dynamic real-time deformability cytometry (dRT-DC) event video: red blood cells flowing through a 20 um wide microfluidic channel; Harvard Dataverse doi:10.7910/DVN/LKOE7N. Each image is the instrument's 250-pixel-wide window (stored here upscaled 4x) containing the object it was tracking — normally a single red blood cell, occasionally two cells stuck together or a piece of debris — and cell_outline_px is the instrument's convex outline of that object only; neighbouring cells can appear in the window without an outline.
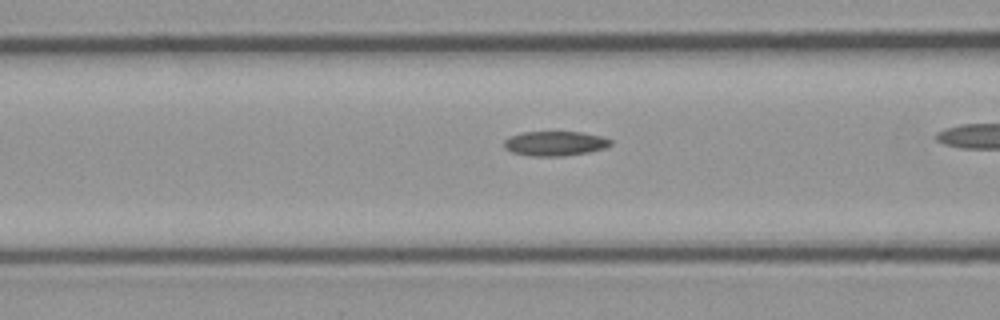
{"species": "common noctule bat (a hibernating species)", "species_latin": "Nyctalus noctula", "temperature_condition": "cold", "stored_images_in_passage": 37, "camera_frame_rate_fps": 3000, "um_per_image_px": 0.085, "animal": {"sex": "male", "body_mass_g": 23.1, "forearm_length_mm": 52.7}, "frame": {"image": 1, "passage_image": 16, "time_ms": 5.0, "image_size_px": [1000, 320], "cell_outline_px": [[612, 144], [604, 148], [588, 152], [564, 156], [532, 156], [512, 152], [504, 148], [504, 140], [508, 136], [524, 132], [580, 132], [604, 136], [612, 140]], "centroid_in_image_um": [47.18, 12.19], "position_along_channel_um": 119.4, "area_um2": 15.37}}
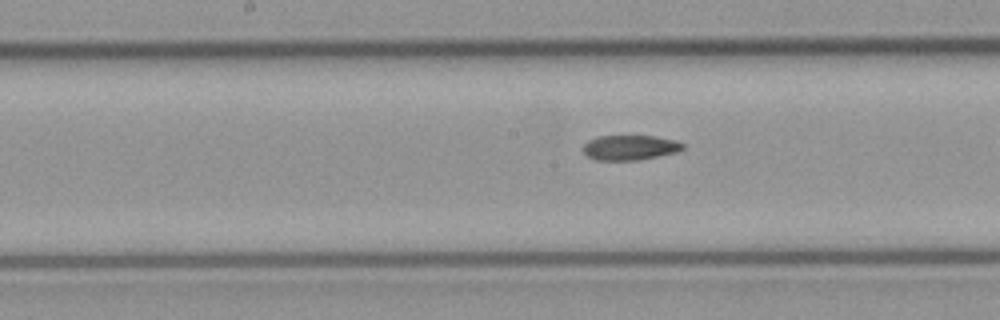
{"frame": {"image": 2, "passage_image": 22, "time_ms": 7.0, "image_size_px": [1000, 320], "cell_outline_px": [[684, 148], [676, 152], [636, 160], [596, 160], [588, 156], [584, 152], [584, 144], [588, 140], [596, 136], [656, 136], [676, 140], [684, 144]], "centroid_in_image_um": [53.54, 12.53], "position_along_channel_um": 194.7, "area_um2": 14.39}}
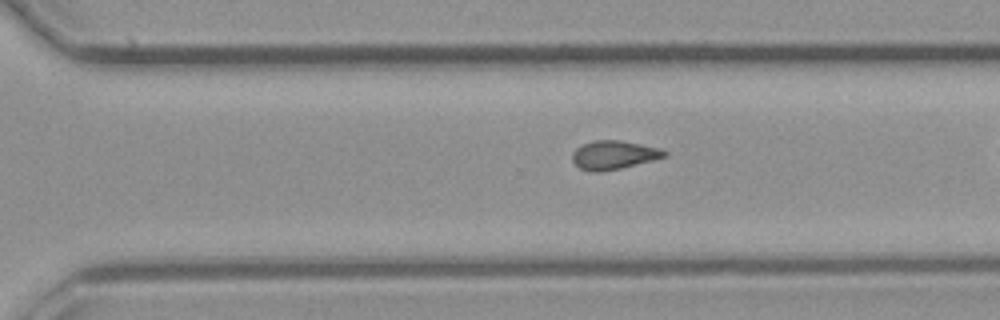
{"frame": {"image": 3, "passage_image": 32, "time_ms": 10.333, "image_size_px": [1000, 320], "cell_outline_px": [[668, 152], [664, 156], [652, 160], [620, 168], [600, 172], [592, 172], [580, 168], [572, 160], [572, 152], [576, 148], [592, 140], [620, 140], [660, 148]], "centroid_in_image_um": [52.13, 13.16], "position_along_channel_um": 318.5, "area_um2": 15.2}}